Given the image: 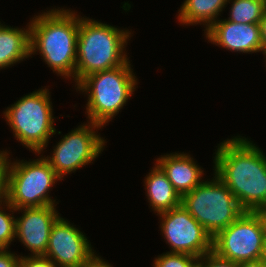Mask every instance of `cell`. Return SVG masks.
<instances>
[{
  "label": "cell",
  "mask_w": 266,
  "mask_h": 267,
  "mask_svg": "<svg viewBox=\"0 0 266 267\" xmlns=\"http://www.w3.org/2000/svg\"><path fill=\"white\" fill-rule=\"evenodd\" d=\"M215 149L213 174L234 194L244 211L266 209V155L250 139L237 135Z\"/></svg>",
  "instance_id": "cell-1"
},
{
  "label": "cell",
  "mask_w": 266,
  "mask_h": 267,
  "mask_svg": "<svg viewBox=\"0 0 266 267\" xmlns=\"http://www.w3.org/2000/svg\"><path fill=\"white\" fill-rule=\"evenodd\" d=\"M30 55L39 52L53 73L75 81L80 15L53 8L30 19Z\"/></svg>",
  "instance_id": "cell-2"
},
{
  "label": "cell",
  "mask_w": 266,
  "mask_h": 267,
  "mask_svg": "<svg viewBox=\"0 0 266 267\" xmlns=\"http://www.w3.org/2000/svg\"><path fill=\"white\" fill-rule=\"evenodd\" d=\"M131 35L129 29L80 16L75 87L86 76L124 65L129 60L125 47Z\"/></svg>",
  "instance_id": "cell-3"
},
{
  "label": "cell",
  "mask_w": 266,
  "mask_h": 267,
  "mask_svg": "<svg viewBox=\"0 0 266 267\" xmlns=\"http://www.w3.org/2000/svg\"><path fill=\"white\" fill-rule=\"evenodd\" d=\"M137 80L130 60L116 68L86 76L75 89L87 95V121L102 127L112 121L133 96Z\"/></svg>",
  "instance_id": "cell-4"
},
{
  "label": "cell",
  "mask_w": 266,
  "mask_h": 267,
  "mask_svg": "<svg viewBox=\"0 0 266 267\" xmlns=\"http://www.w3.org/2000/svg\"><path fill=\"white\" fill-rule=\"evenodd\" d=\"M48 88L33 91L3 111V117L16 140L35 154L47 149L52 135H55V118Z\"/></svg>",
  "instance_id": "cell-5"
},
{
  "label": "cell",
  "mask_w": 266,
  "mask_h": 267,
  "mask_svg": "<svg viewBox=\"0 0 266 267\" xmlns=\"http://www.w3.org/2000/svg\"><path fill=\"white\" fill-rule=\"evenodd\" d=\"M58 180L62 179L42 155L32 161L10 158L5 200L15 209L57 205L48 193Z\"/></svg>",
  "instance_id": "cell-6"
},
{
  "label": "cell",
  "mask_w": 266,
  "mask_h": 267,
  "mask_svg": "<svg viewBox=\"0 0 266 267\" xmlns=\"http://www.w3.org/2000/svg\"><path fill=\"white\" fill-rule=\"evenodd\" d=\"M214 175L181 197V205L212 238L245 212L227 185Z\"/></svg>",
  "instance_id": "cell-7"
},
{
  "label": "cell",
  "mask_w": 266,
  "mask_h": 267,
  "mask_svg": "<svg viewBox=\"0 0 266 267\" xmlns=\"http://www.w3.org/2000/svg\"><path fill=\"white\" fill-rule=\"evenodd\" d=\"M81 124L62 136L54 145L52 156H43L62 180L67 174L93 163L107 143L97 131L103 129L101 125L88 121Z\"/></svg>",
  "instance_id": "cell-8"
},
{
  "label": "cell",
  "mask_w": 266,
  "mask_h": 267,
  "mask_svg": "<svg viewBox=\"0 0 266 267\" xmlns=\"http://www.w3.org/2000/svg\"><path fill=\"white\" fill-rule=\"evenodd\" d=\"M264 245L258 216L245 211L213 238V250L219 257L239 263L258 260Z\"/></svg>",
  "instance_id": "cell-9"
},
{
  "label": "cell",
  "mask_w": 266,
  "mask_h": 267,
  "mask_svg": "<svg viewBox=\"0 0 266 267\" xmlns=\"http://www.w3.org/2000/svg\"><path fill=\"white\" fill-rule=\"evenodd\" d=\"M161 234L171 248L168 253L190 254L197 258L213 250V238L180 204L157 214Z\"/></svg>",
  "instance_id": "cell-10"
},
{
  "label": "cell",
  "mask_w": 266,
  "mask_h": 267,
  "mask_svg": "<svg viewBox=\"0 0 266 267\" xmlns=\"http://www.w3.org/2000/svg\"><path fill=\"white\" fill-rule=\"evenodd\" d=\"M87 238L78 227L60 216L51 229L45 257L57 267H79L95 252Z\"/></svg>",
  "instance_id": "cell-11"
},
{
  "label": "cell",
  "mask_w": 266,
  "mask_h": 267,
  "mask_svg": "<svg viewBox=\"0 0 266 267\" xmlns=\"http://www.w3.org/2000/svg\"><path fill=\"white\" fill-rule=\"evenodd\" d=\"M56 206L16 209L22 216L16 218L15 238L31 252L30 256H45L51 229L60 217Z\"/></svg>",
  "instance_id": "cell-12"
},
{
  "label": "cell",
  "mask_w": 266,
  "mask_h": 267,
  "mask_svg": "<svg viewBox=\"0 0 266 267\" xmlns=\"http://www.w3.org/2000/svg\"><path fill=\"white\" fill-rule=\"evenodd\" d=\"M204 36L208 42L232 52H264L259 24H238L218 19L204 32Z\"/></svg>",
  "instance_id": "cell-13"
},
{
  "label": "cell",
  "mask_w": 266,
  "mask_h": 267,
  "mask_svg": "<svg viewBox=\"0 0 266 267\" xmlns=\"http://www.w3.org/2000/svg\"><path fill=\"white\" fill-rule=\"evenodd\" d=\"M166 174L175 191L182 197L203 180L204 170L188 153H170L159 156L155 162Z\"/></svg>",
  "instance_id": "cell-14"
},
{
  "label": "cell",
  "mask_w": 266,
  "mask_h": 267,
  "mask_svg": "<svg viewBox=\"0 0 266 267\" xmlns=\"http://www.w3.org/2000/svg\"><path fill=\"white\" fill-rule=\"evenodd\" d=\"M19 28L1 24L0 21V70L32 57L30 55V23Z\"/></svg>",
  "instance_id": "cell-15"
},
{
  "label": "cell",
  "mask_w": 266,
  "mask_h": 267,
  "mask_svg": "<svg viewBox=\"0 0 266 267\" xmlns=\"http://www.w3.org/2000/svg\"><path fill=\"white\" fill-rule=\"evenodd\" d=\"M153 166L144 179V187L152 211L158 214L179 206L181 197L162 169L156 163Z\"/></svg>",
  "instance_id": "cell-16"
},
{
  "label": "cell",
  "mask_w": 266,
  "mask_h": 267,
  "mask_svg": "<svg viewBox=\"0 0 266 267\" xmlns=\"http://www.w3.org/2000/svg\"><path fill=\"white\" fill-rule=\"evenodd\" d=\"M227 0H184L178 10V22L181 25H203L204 32L219 19L226 8Z\"/></svg>",
  "instance_id": "cell-17"
},
{
  "label": "cell",
  "mask_w": 266,
  "mask_h": 267,
  "mask_svg": "<svg viewBox=\"0 0 266 267\" xmlns=\"http://www.w3.org/2000/svg\"><path fill=\"white\" fill-rule=\"evenodd\" d=\"M228 4L230 17L226 20L238 24H259L266 9V0H227Z\"/></svg>",
  "instance_id": "cell-18"
},
{
  "label": "cell",
  "mask_w": 266,
  "mask_h": 267,
  "mask_svg": "<svg viewBox=\"0 0 266 267\" xmlns=\"http://www.w3.org/2000/svg\"><path fill=\"white\" fill-rule=\"evenodd\" d=\"M8 211L6 212V210ZM12 212V213H11ZM16 209L5 199L0 200V249H9L11 242L15 240Z\"/></svg>",
  "instance_id": "cell-19"
},
{
  "label": "cell",
  "mask_w": 266,
  "mask_h": 267,
  "mask_svg": "<svg viewBox=\"0 0 266 267\" xmlns=\"http://www.w3.org/2000/svg\"><path fill=\"white\" fill-rule=\"evenodd\" d=\"M197 257L184 253H162L153 260L152 267H195Z\"/></svg>",
  "instance_id": "cell-20"
},
{
  "label": "cell",
  "mask_w": 266,
  "mask_h": 267,
  "mask_svg": "<svg viewBox=\"0 0 266 267\" xmlns=\"http://www.w3.org/2000/svg\"><path fill=\"white\" fill-rule=\"evenodd\" d=\"M195 267H237V263L219 257L214 251L197 258Z\"/></svg>",
  "instance_id": "cell-21"
},
{
  "label": "cell",
  "mask_w": 266,
  "mask_h": 267,
  "mask_svg": "<svg viewBox=\"0 0 266 267\" xmlns=\"http://www.w3.org/2000/svg\"><path fill=\"white\" fill-rule=\"evenodd\" d=\"M20 256L19 267H57L45 256Z\"/></svg>",
  "instance_id": "cell-22"
},
{
  "label": "cell",
  "mask_w": 266,
  "mask_h": 267,
  "mask_svg": "<svg viewBox=\"0 0 266 267\" xmlns=\"http://www.w3.org/2000/svg\"><path fill=\"white\" fill-rule=\"evenodd\" d=\"M9 155L8 150H0V200L5 199Z\"/></svg>",
  "instance_id": "cell-23"
},
{
  "label": "cell",
  "mask_w": 266,
  "mask_h": 267,
  "mask_svg": "<svg viewBox=\"0 0 266 267\" xmlns=\"http://www.w3.org/2000/svg\"><path fill=\"white\" fill-rule=\"evenodd\" d=\"M20 257L8 249H0V267H19Z\"/></svg>",
  "instance_id": "cell-24"
},
{
  "label": "cell",
  "mask_w": 266,
  "mask_h": 267,
  "mask_svg": "<svg viewBox=\"0 0 266 267\" xmlns=\"http://www.w3.org/2000/svg\"><path fill=\"white\" fill-rule=\"evenodd\" d=\"M112 264L102 259V257L98 256L96 252H94L87 260L80 264L79 267H113Z\"/></svg>",
  "instance_id": "cell-25"
},
{
  "label": "cell",
  "mask_w": 266,
  "mask_h": 267,
  "mask_svg": "<svg viewBox=\"0 0 266 267\" xmlns=\"http://www.w3.org/2000/svg\"><path fill=\"white\" fill-rule=\"evenodd\" d=\"M263 51H266V9L263 18L259 22Z\"/></svg>",
  "instance_id": "cell-26"
},
{
  "label": "cell",
  "mask_w": 266,
  "mask_h": 267,
  "mask_svg": "<svg viewBox=\"0 0 266 267\" xmlns=\"http://www.w3.org/2000/svg\"><path fill=\"white\" fill-rule=\"evenodd\" d=\"M253 212L258 216L260 220L263 230L264 241H266V209H258Z\"/></svg>",
  "instance_id": "cell-27"
},
{
  "label": "cell",
  "mask_w": 266,
  "mask_h": 267,
  "mask_svg": "<svg viewBox=\"0 0 266 267\" xmlns=\"http://www.w3.org/2000/svg\"><path fill=\"white\" fill-rule=\"evenodd\" d=\"M237 267H266L261 259L237 263Z\"/></svg>",
  "instance_id": "cell-28"
},
{
  "label": "cell",
  "mask_w": 266,
  "mask_h": 267,
  "mask_svg": "<svg viewBox=\"0 0 266 267\" xmlns=\"http://www.w3.org/2000/svg\"><path fill=\"white\" fill-rule=\"evenodd\" d=\"M260 259L266 265V241H264V245H263V248H262V254H261Z\"/></svg>",
  "instance_id": "cell-29"
},
{
  "label": "cell",
  "mask_w": 266,
  "mask_h": 267,
  "mask_svg": "<svg viewBox=\"0 0 266 267\" xmlns=\"http://www.w3.org/2000/svg\"><path fill=\"white\" fill-rule=\"evenodd\" d=\"M264 57L266 58V51L263 52ZM266 62V59H265ZM266 66V65H265Z\"/></svg>",
  "instance_id": "cell-30"
}]
</instances>
